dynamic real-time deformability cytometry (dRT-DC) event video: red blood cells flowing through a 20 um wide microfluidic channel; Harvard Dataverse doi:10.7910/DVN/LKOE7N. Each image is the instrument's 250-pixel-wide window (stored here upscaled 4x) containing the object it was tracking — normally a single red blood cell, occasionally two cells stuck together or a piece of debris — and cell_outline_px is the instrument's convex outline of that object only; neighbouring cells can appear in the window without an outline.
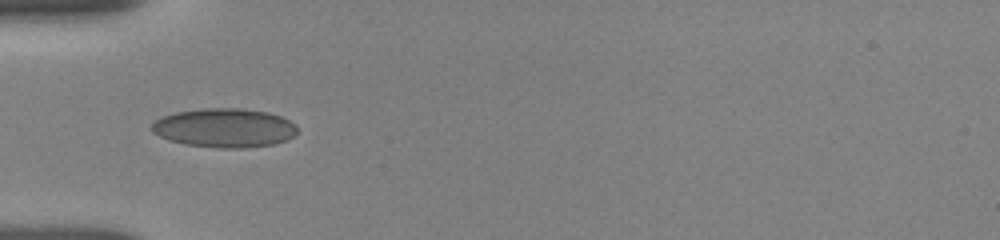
{"species": "human", "species_latin": "Homo sapiens", "temperature_condition": "room temperature", "stored_images_in_passage": 37, "camera_frame_rate_fps": 3000, "um_per_image_px": 0.085, "donor": {"sex": "female"}, "frame": {"image": 1, "passage_image": 1, "time_ms": 0.0, "image_size_px": [1000, 240], "cell_outline_px": [[296, 132], [292, 136], [284, 140], [272, 144], [244, 148], [220, 148], [184, 144], [168, 140], [152, 132], [152, 124], [160, 116], [176, 112], [204, 108], [244, 108], [268, 112], [280, 116], [296, 124]], "centroid_in_image_um": [19.05, 10.86], "position_along_channel_um": 66.0, "area_um2": 33.06}}
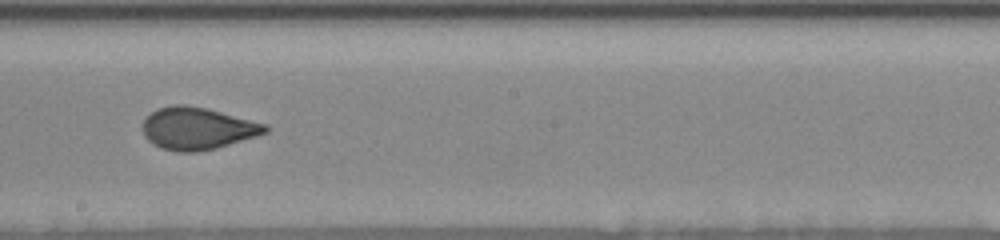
{"frame": {"image": 2, "passage_image": 18, "time_ms": 4.333, "image_size_px": [1000, 240], "cell_outline_px": [[272, 128], [268, 132], [256, 136], [216, 148], [196, 152], [176, 152], [160, 148], [152, 144], [144, 136], [144, 116], [156, 108], [172, 104], [184, 104], [208, 108], [268, 124]], "centroid_in_image_um": [16.78, 10.9], "position_along_channel_um": 231.4, "area_um2": 30.63}}
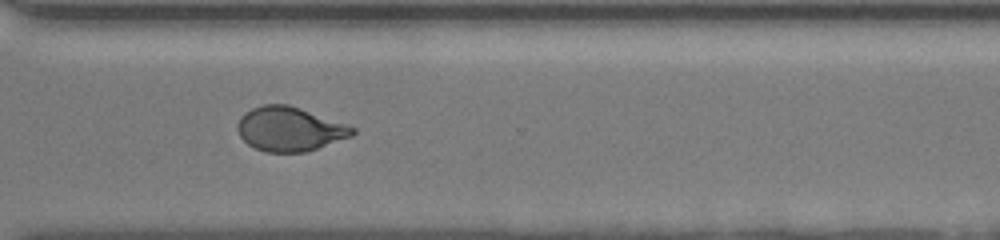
{"frame": {"image": 3, "passage_image": 36, "time_ms": 7.333, "image_size_px": [1000, 240], "cell_outline_px": [[356, 132], [352, 136], [304, 152], [264, 152], [248, 144], [240, 136], [236, 128], [236, 124], [240, 116], [244, 112], [252, 108], [264, 104], [288, 104], [300, 108], [356, 128]], "centroid_in_image_um": [24.57, 10.96], "position_along_channel_um": 346.0, "area_um2": 29.48}}